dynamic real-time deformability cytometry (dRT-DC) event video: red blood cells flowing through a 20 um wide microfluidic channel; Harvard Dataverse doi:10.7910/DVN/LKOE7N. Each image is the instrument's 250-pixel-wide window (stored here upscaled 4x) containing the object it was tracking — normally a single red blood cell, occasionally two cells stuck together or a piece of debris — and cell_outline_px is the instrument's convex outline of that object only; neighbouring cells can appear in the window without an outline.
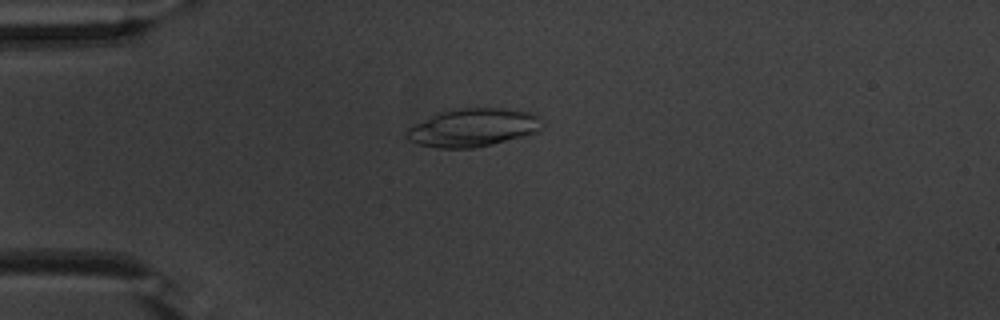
{"species": "common noctule bat (a hibernating species)", "species_latin": "Nyctalus noctula", "temperature_condition": "warm", "stored_images_in_passage": 53, "camera_frame_rate_fps": 3000, "um_per_image_px": 0.085, "animal": {"sex": "male", "body_mass_g": 20.1, "forearm_length_mm": 53.5}, "frame": {"image": 1, "passage_image": 14, "time_ms": 4.333, "image_size_px": [1000, 320], "cell_outline_px": [[540, 128], [536, 132], [492, 144], [472, 148], [440, 148], [420, 144], [408, 140], [404, 136], [404, 132], [408, 128], [440, 112], [460, 108], [500, 108], [528, 112], [536, 116]], "centroid_in_image_um": [40.13, 10.85], "position_along_channel_um": 44.9, "area_um2": 29.36}}
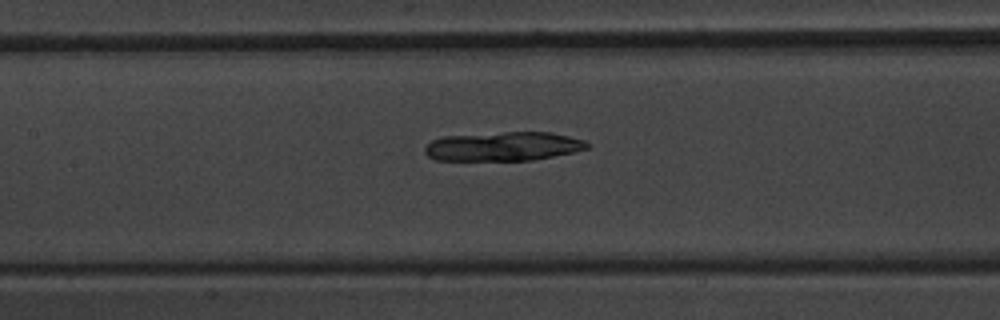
{"frame": {"image": 2, "passage_image": 25, "time_ms": 8.0, "image_size_px": [1000, 320], "cell_outline_px": [[592, 144], [588, 148], [572, 152], [532, 160], [436, 160], [428, 156], [424, 152], [424, 148], [432, 140], [444, 136], [504, 132], [552, 132], [584, 140]], "centroid_in_image_um": [42.78, 12.44], "position_along_channel_um": 164.6, "area_um2": 27.4}}
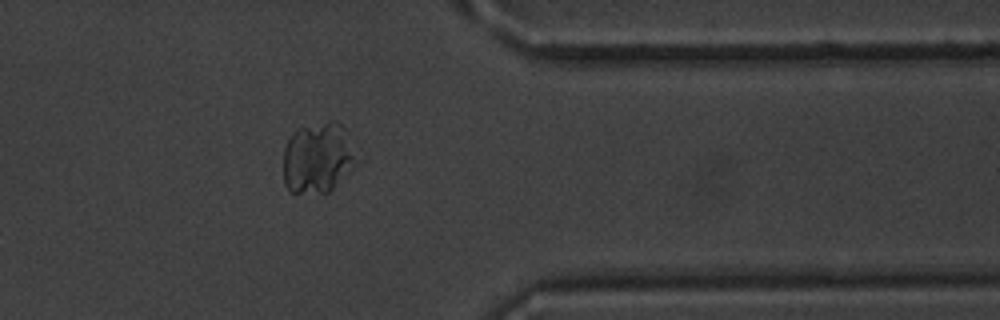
{"frame": {"image": 3, "passage_image": 43, "time_ms": 14.0, "image_size_px": [1000, 320], "cell_outline_px": [[352, 160], [332, 188], [328, 192], [288, 192], [284, 184], [284, 148], [292, 132], [296, 128], [328, 120], [336, 120], [344, 128], [352, 156]], "centroid_in_image_um": [26.86, 13.36], "position_along_channel_um": 384.5, "area_um2": 28.73}}